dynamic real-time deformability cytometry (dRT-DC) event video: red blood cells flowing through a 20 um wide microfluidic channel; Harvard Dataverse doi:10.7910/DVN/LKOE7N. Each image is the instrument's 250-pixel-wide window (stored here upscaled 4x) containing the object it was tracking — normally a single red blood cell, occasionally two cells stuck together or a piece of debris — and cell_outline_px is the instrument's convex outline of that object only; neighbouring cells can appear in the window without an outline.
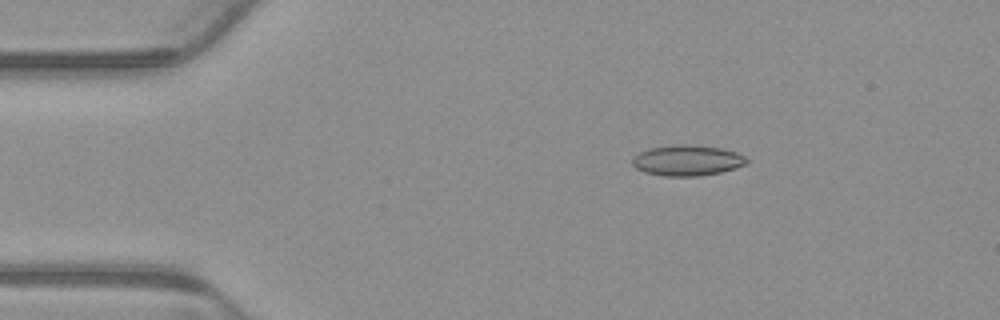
{"species": "common noctule bat (a hibernating species)", "species_latin": "Nyctalus noctula", "temperature_condition": "warm", "stored_images_in_passage": 4, "camera_frame_rate_fps": 3000, "um_per_image_px": 0.085, "animal": {"sex": "male", "body_mass_g": 23.1, "forearm_length_mm": 52.7}, "frame": {"image": 1, "passage_image": 3, "time_ms": 0.667, "image_size_px": [1000, 320], "cell_outline_px": [[748, 160], [744, 164], [720, 172], [700, 176], [664, 176], [644, 172], [636, 168], [632, 164], [632, 160], [640, 152], [648, 148], [680, 144], [684, 144], [720, 148], [736, 152], [744, 156]], "centroid_in_image_um": [58.37, 13.64], "position_along_channel_um": 26.6, "area_um2": 20.11}}